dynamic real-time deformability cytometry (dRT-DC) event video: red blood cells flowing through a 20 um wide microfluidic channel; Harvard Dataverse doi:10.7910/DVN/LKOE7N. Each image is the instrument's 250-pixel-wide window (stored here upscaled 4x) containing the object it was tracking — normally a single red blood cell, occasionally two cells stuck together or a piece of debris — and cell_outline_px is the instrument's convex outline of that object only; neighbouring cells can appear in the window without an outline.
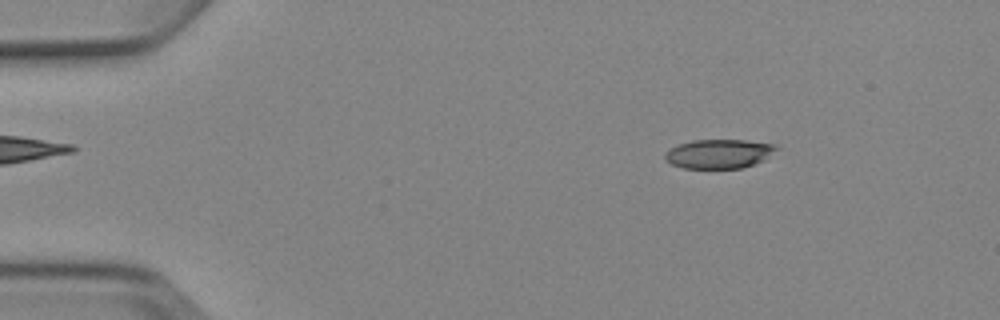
{"species": "Egyptian fruit bat (a non-hibernating species)", "species_latin": "Rousettus aegyptiacus", "temperature_condition": "cold", "stored_images_in_passage": 3, "camera_frame_rate_fps": 3000, "um_per_image_px": 0.085, "animal": {"sex": "female"}, "frame": {"image": 1, "passage_image": 1, "time_ms": 0.0, "image_size_px": [1000, 320], "cell_outline_px": [[780, 148], [764, 160], [756, 164], [744, 168], [684, 168], [672, 164], [664, 160], [664, 152], [680, 144], [692, 140], [744, 140], [776, 144]], "centroid_in_image_um": [61.15, 13.07], "position_along_channel_um": 23.9, "area_um2": 19.07}}